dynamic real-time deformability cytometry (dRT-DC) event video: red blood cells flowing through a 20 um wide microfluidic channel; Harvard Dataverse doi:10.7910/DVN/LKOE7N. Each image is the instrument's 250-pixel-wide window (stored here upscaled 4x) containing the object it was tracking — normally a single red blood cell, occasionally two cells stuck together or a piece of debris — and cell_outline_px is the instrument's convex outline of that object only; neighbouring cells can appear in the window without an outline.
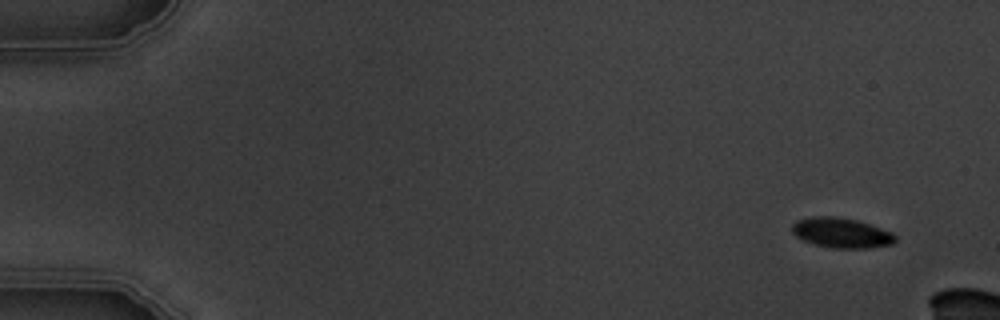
{"species": "common noctule bat (a hibernating species)", "species_latin": "Nyctalus noctula", "temperature_condition": "warm", "stored_images_in_passage": 4, "camera_frame_rate_fps": 3000, "um_per_image_px": 0.085, "animal": {"sex": "male", "body_mass_g": 19.5, "forearm_length_mm": 54.6}, "frame": {"image": 1, "passage_image": 1, "time_ms": 0.0, "image_size_px": [1000, 320], "cell_outline_px": [[896, 240], [892, 244], [868, 248], [832, 248], [816, 244], [804, 240], [796, 236], [792, 232], [792, 224], [796, 220], [812, 216], [832, 216], [856, 220], [892, 232], [896, 236]], "centroid_in_image_um": [71.5, 19.79], "position_along_channel_um": 13.5, "area_um2": 17.92}}